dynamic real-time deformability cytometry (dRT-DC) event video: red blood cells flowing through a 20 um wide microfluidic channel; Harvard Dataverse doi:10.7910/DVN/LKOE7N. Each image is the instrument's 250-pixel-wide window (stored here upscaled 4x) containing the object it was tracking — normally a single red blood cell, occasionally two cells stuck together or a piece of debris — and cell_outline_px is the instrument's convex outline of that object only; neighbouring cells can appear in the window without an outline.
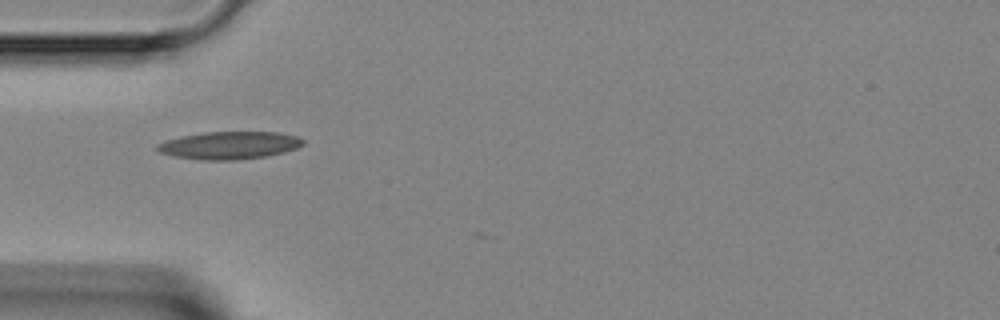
{"species": "Egyptian fruit bat (a non-hibernating species)", "species_latin": "Rousettus aegyptiacus", "temperature_condition": "room temperature", "stored_images_in_passage": 1, "camera_frame_rate_fps": 3000, "um_per_image_px": 0.085, "animal": {"sex": "female"}, "frame": {"image": 1, "passage_image": 1, "time_ms": 0.0, "image_size_px": [1000, 320], "cell_outline_px": [[304, 144], [296, 148], [284, 152], [268, 156], [236, 160], [200, 160], [172, 156], [160, 152], [156, 148], [156, 144], [164, 140], [180, 136], [204, 132], [276, 132], [296, 136], [304, 140]], "centroid_in_image_um": [19.46, 12.35], "position_along_channel_um": 65.5, "area_um2": 23.64}}